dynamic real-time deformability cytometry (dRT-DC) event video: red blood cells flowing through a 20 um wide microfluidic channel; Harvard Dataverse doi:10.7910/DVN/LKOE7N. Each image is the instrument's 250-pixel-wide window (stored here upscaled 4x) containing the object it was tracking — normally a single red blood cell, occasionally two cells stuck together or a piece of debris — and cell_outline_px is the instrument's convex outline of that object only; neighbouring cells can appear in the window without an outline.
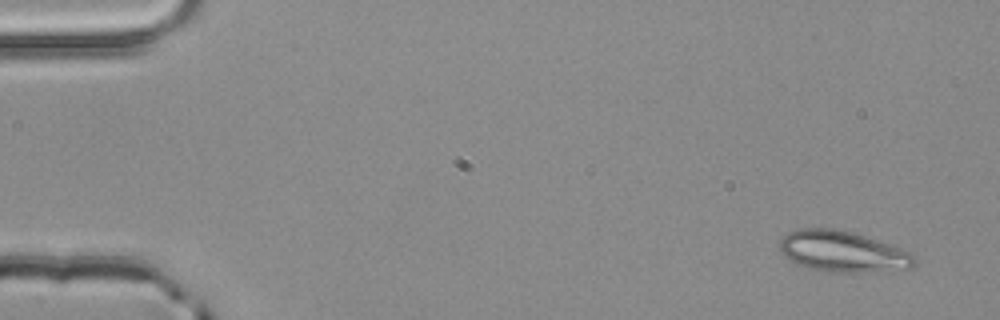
{"species": "common noctule bat (a hibernating species)", "species_latin": "Nyctalus noctula", "temperature_condition": "room temperature", "stored_images_in_passage": 3, "camera_frame_rate_fps": 3000, "um_per_image_px": 0.085, "animal": {"sex": "male", "body_mass_g": 20.4}, "frame": {"image": 1, "passage_image": 1, "time_ms": 0.0, "image_size_px": [1000, 320], "cell_outline_px": [[916, 264], [912, 268], [856, 272], [832, 272], [808, 268], [796, 264], [784, 256], [780, 248], [780, 240], [788, 232], [800, 228], [836, 228], [852, 232], [912, 252], [916, 256]], "centroid_in_image_um": [71.62, 21.37], "position_along_channel_um": 13.4, "area_um2": 32.08}}